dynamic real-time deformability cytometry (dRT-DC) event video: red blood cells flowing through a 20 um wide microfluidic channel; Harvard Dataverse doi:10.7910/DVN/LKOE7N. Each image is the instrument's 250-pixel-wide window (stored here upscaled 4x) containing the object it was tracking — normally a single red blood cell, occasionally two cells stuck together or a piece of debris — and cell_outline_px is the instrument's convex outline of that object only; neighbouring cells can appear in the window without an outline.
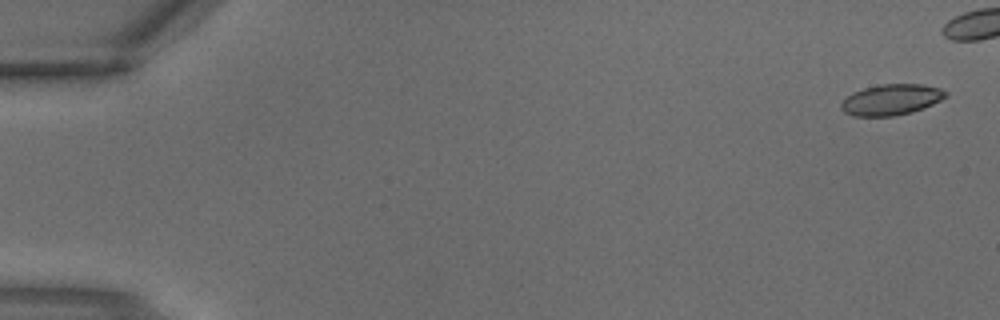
{"species": "common noctule bat (a hibernating species)", "species_latin": "Nyctalus noctula", "temperature_condition": "warm", "stored_images_in_passage": 3, "camera_frame_rate_fps": 3000, "um_per_image_px": 0.085, "animal": {"sex": "male", "body_mass_g": 18.8}, "frame": {"image": 1, "passage_image": 1, "time_ms": 0.0, "image_size_px": [1000, 320], "cell_outline_px": [[948, 96], [924, 108], [912, 112], [896, 116], [852, 116], [844, 112], [840, 108], [840, 104], [852, 92], [864, 88], [880, 84], [920, 84], [940, 88], [948, 92]], "centroid_in_image_um": [75.76, 8.47], "position_along_channel_um": 9.2, "area_um2": 18.9}}